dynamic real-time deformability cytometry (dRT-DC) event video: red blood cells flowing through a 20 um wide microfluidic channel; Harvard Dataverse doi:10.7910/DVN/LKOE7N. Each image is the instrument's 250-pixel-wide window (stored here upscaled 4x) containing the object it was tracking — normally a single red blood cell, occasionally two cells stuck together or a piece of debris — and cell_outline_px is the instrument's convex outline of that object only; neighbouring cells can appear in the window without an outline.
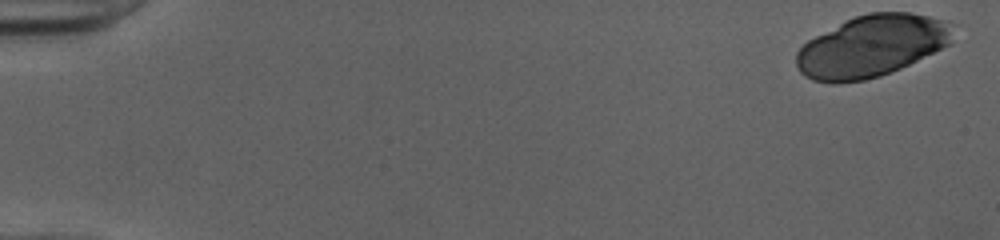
{"species": "human", "species_latin": "Homo sapiens", "temperature_condition": "cold", "stored_images_in_passage": 20, "camera_frame_rate_fps": 3000, "um_per_image_px": 0.085, "donor": {"sex": "female"}, "frame": {"image": 1, "passage_image": 1, "time_ms": 0.0, "image_size_px": [1000, 240], "cell_outline_px": [[952, 44], [900, 68], [880, 76], [864, 80], [836, 84], [832, 84], [812, 80], [804, 76], [800, 72], [796, 64], [796, 52], [808, 40], [856, 16], [868, 12], [912, 12], [948, 20]], "centroid_in_image_um": [74.08, 3.93], "position_along_channel_um": 10.9, "area_um2": 56.12}}